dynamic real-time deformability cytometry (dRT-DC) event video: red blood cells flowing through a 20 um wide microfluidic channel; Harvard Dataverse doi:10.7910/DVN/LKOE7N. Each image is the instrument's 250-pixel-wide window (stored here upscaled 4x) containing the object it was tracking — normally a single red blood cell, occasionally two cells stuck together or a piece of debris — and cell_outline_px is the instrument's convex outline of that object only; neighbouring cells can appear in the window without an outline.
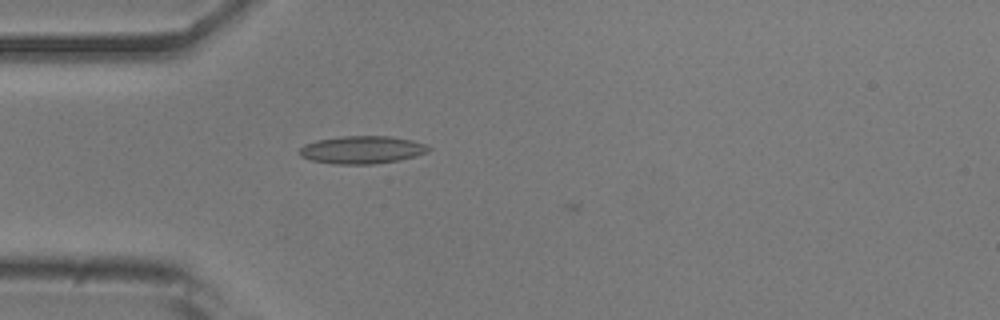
{"species": "common noctule bat (a hibernating species)", "species_latin": "Nyctalus noctula", "temperature_condition": "room temperature", "stored_images_in_passage": 4, "camera_frame_rate_fps": 3000, "um_per_image_px": 0.085, "animal": {"sex": "male", "body_mass_g": 20.5, "forearm_length_mm": 52.5}, "frame": {"image": 1, "passage_image": 2, "time_ms": 0.333, "image_size_px": [1000, 320], "cell_outline_px": [[432, 148], [428, 152], [416, 156], [400, 160], [372, 164], [332, 164], [312, 160], [300, 156], [296, 152], [304, 144], [316, 140], [340, 136], [392, 136], [412, 140], [424, 144]], "centroid_in_image_um": [30.75, 12.73], "position_along_channel_um": 54.2, "area_um2": 21.1}}